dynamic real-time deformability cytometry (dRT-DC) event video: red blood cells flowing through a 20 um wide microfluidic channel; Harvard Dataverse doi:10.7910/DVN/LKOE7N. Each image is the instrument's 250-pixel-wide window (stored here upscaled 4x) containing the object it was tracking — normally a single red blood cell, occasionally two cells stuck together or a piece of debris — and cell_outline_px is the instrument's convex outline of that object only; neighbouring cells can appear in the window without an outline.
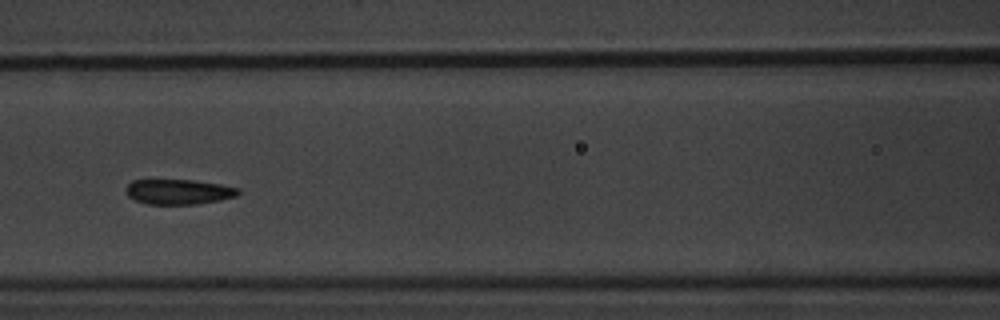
{"species": "common noctule bat (a hibernating species)", "species_latin": "Nyctalus noctula", "temperature_condition": "warm", "stored_images_in_passage": 10, "camera_frame_rate_fps": 3000, "um_per_image_px": 0.085, "animal": {"sex": "male", "body_mass_g": 20.1, "forearm_length_mm": 53.5}, "frame": {"image": 1, "passage_image": 6, "time_ms": 6.0, "image_size_px": [1000, 320], "cell_outline_px": [[240, 192], [236, 196], [220, 200], [196, 204], [148, 204], [136, 200], [128, 196], [124, 188], [132, 180], [192, 180], [220, 184], [240, 188]], "centroid_in_image_um": [15.18, 16.3], "position_along_channel_um": 151.4, "area_um2": 16.42}}
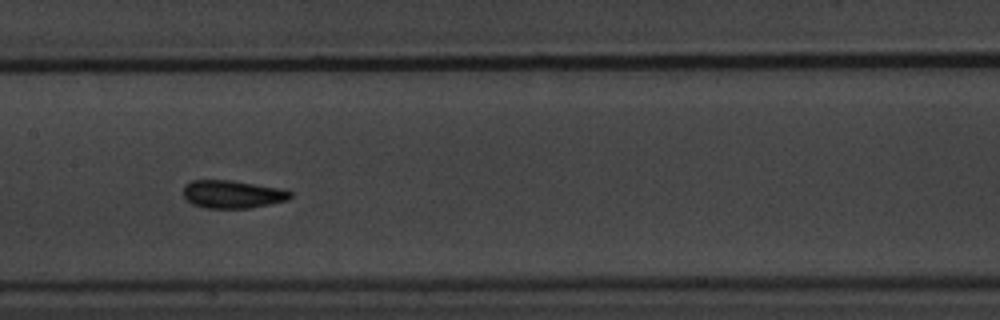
{"frame": {"image": 2, "passage_image": 7, "time_ms": 7.0, "image_size_px": [1000, 320], "cell_outline_px": [[292, 196], [288, 200], [248, 208], [204, 208], [192, 204], [184, 196], [184, 184], [192, 180], [232, 180], [280, 188], [292, 192]], "centroid_in_image_um": [19.75, 16.5], "position_along_channel_um": 187.7, "area_um2": 17.4}}